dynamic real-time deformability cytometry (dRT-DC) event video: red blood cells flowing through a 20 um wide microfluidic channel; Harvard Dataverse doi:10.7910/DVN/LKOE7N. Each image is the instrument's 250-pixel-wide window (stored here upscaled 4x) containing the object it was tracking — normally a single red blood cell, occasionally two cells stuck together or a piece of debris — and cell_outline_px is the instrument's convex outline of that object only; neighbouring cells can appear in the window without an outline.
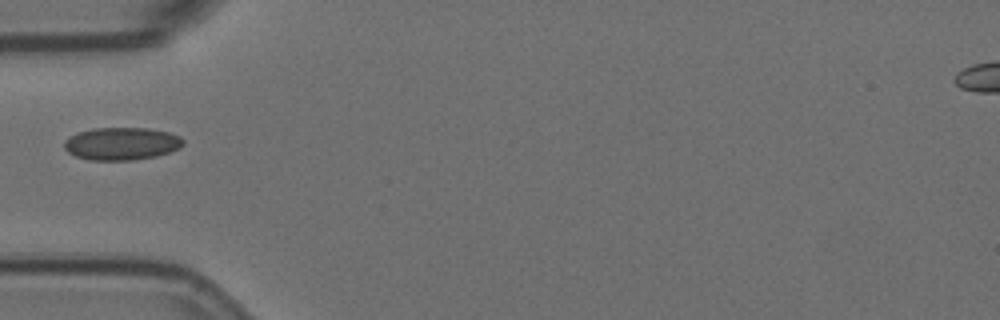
{"species": "Egyptian fruit bat (a non-hibernating species)", "species_latin": "Rousettus aegyptiacus", "temperature_condition": "room temperature", "stored_images_in_passage": 1, "camera_frame_rate_fps": 3000, "um_per_image_px": 0.085, "animal": {"sex": "female"}, "frame": {"image": 1, "passage_image": 1, "time_ms": 0.0, "image_size_px": [1000, 320], "cell_outline_px": [[184, 144], [180, 148], [156, 156], [132, 160], [88, 160], [76, 156], [68, 152], [64, 148], [64, 140], [68, 136], [76, 132], [92, 128], [148, 128], [168, 132], [180, 136], [184, 140]], "centroid_in_image_um": [10.31, 12.2], "position_along_channel_um": 74.7, "area_um2": 22.83}}